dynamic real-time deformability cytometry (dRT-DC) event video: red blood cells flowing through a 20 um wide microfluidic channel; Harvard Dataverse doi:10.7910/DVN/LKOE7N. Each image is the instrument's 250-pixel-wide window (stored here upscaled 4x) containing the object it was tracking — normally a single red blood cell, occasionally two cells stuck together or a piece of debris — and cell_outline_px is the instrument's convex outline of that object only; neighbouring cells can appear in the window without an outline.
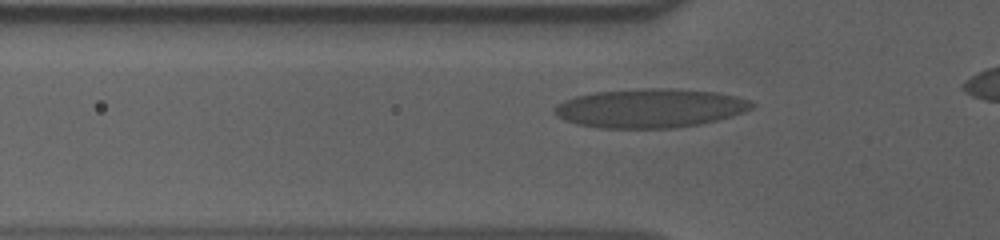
{"species": "human", "species_latin": "Homo sapiens", "temperature_condition": "cold", "stored_images_in_passage": 39, "camera_frame_rate_fps": 3000, "um_per_image_px": 0.085, "donor": {"sex": "male"}, "frame": {"image": 1, "passage_image": 11, "time_ms": 3.333, "image_size_px": [1000, 240], "cell_outline_px": [[756, 104], [752, 108], [744, 112], [732, 116], [700, 124], [676, 128], [600, 128], [576, 124], [564, 120], [556, 116], [552, 108], [556, 104], [564, 100], [576, 96], [596, 92], [652, 88], [668, 88], [716, 92], [736, 96], [752, 100]], "centroid_in_image_um": [55.26, 9.2], "position_along_channel_um": 70.5, "area_um2": 44.97}}
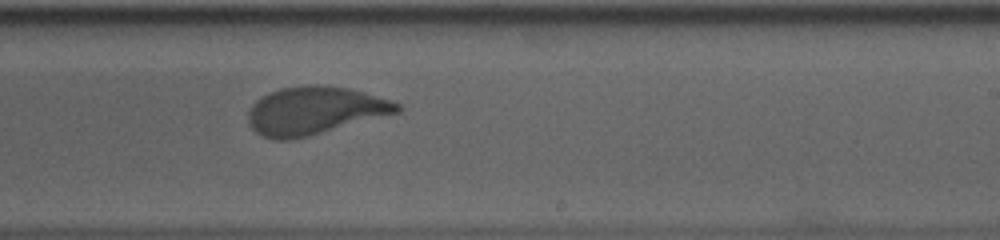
{"frame": {"image": 2, "passage_image": 27, "time_ms": 8.667, "image_size_px": [1000, 240], "cell_outline_px": [[400, 112], [308, 136], [292, 140], [272, 140], [260, 136], [248, 124], [248, 112], [252, 104], [260, 96], [268, 92], [280, 88], [308, 84], [324, 84], [352, 88], [400, 104]], "centroid_in_image_um": [26.69, 9.39], "position_along_channel_um": 262.3, "area_um2": 41.91}}
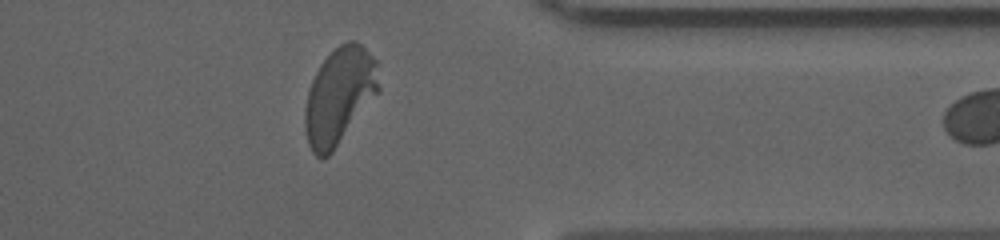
{"frame": {"image": 3, "passage_image": 38, "time_ms": 12.333, "image_size_px": [1000, 240], "cell_outline_px": [[380, 92], [332, 152], [328, 156], [316, 156], [312, 152], [308, 144], [304, 128], [304, 108], [308, 88], [320, 64], [340, 44], [348, 40], [352, 40], [360, 44], [376, 60], [380, 88]], "centroid_in_image_um": [28.84, 8.16], "position_along_channel_um": 382.6, "area_um2": 41.56}}